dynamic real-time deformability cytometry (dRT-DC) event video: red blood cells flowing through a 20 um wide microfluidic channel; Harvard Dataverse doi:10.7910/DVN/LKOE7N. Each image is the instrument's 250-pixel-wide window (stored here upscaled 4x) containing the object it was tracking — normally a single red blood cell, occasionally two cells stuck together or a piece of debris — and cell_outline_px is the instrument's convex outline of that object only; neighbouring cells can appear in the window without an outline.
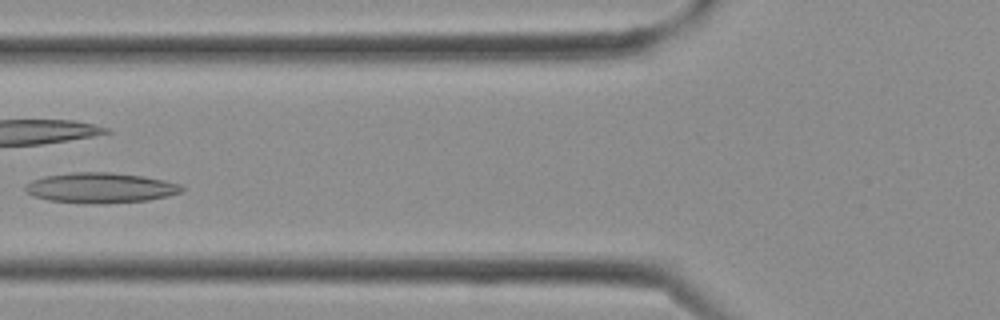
{"species": "Egyptian fruit bat (a non-hibernating species)", "species_latin": "Rousettus aegyptiacus", "temperature_condition": "cold", "stored_images_in_passage": 10, "camera_frame_rate_fps": 3000, "um_per_image_px": 0.085, "frame": {"image": 1, "passage_image": 9, "time_ms": 2.667, "image_size_px": [1000, 320], "cell_outline_px": [[184, 192], [168, 196], [148, 200], [104, 204], [84, 204], [48, 200], [32, 196], [24, 192], [24, 188], [32, 180], [44, 176], [72, 172], [112, 172], [144, 176], [164, 180], [180, 184], [184, 188]], "centroid_in_image_um": [8.54, 15.97], "position_along_channel_um": 117.3, "area_um2": 28.03}}